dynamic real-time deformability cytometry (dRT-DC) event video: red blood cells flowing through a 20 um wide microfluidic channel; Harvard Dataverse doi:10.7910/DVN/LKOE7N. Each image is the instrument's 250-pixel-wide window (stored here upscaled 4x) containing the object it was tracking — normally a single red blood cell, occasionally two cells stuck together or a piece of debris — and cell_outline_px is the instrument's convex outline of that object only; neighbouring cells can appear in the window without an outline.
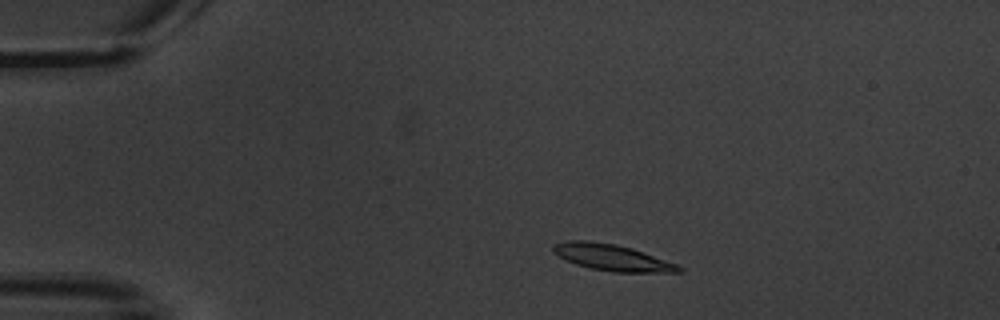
{"species": "common noctule bat (a hibernating species)", "species_latin": "Nyctalus noctula", "temperature_condition": "warm", "stored_images_in_passage": 5, "camera_frame_rate_fps": 3000, "um_per_image_px": 0.085, "animal": {"sex": "male", "body_mass_g": 20.1, "forearm_length_mm": 53.5}, "frame": {"image": 1, "passage_image": 2, "time_ms": 1.333, "image_size_px": [1000, 320], "cell_outline_px": [[684, 272], [612, 272], [592, 268], [576, 264], [552, 252], [552, 244], [568, 240], [588, 240], [616, 244], [632, 248], [676, 264], [684, 268]], "centroid_in_image_um": [52.02, 21.88], "position_along_channel_um": 33.0, "area_um2": 19.19}}